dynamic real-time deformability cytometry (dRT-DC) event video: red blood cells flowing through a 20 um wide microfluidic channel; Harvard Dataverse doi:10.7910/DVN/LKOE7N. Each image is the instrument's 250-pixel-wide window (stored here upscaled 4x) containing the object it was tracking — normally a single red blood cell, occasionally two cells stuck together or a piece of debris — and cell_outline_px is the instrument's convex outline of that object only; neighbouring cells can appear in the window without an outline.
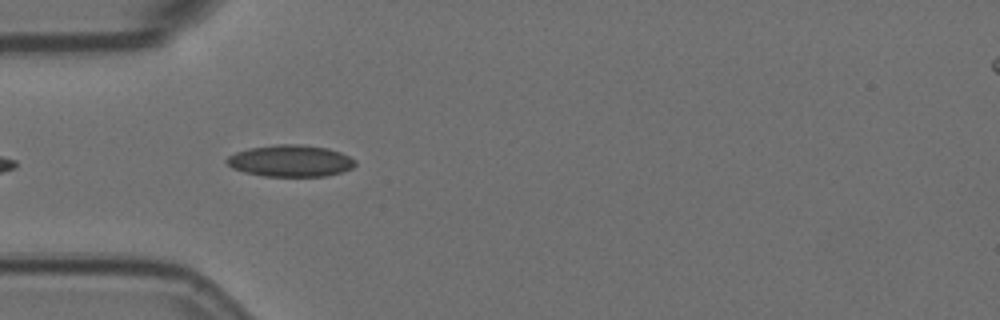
{"species": "Egyptian fruit bat (a non-hibernating species)", "species_latin": "Rousettus aegyptiacus", "temperature_condition": "room temperature", "stored_images_in_passage": 2, "camera_frame_rate_fps": 3000, "um_per_image_px": 0.085, "animal": {"sex": "female"}, "frame": {"image": 1, "passage_image": 2, "time_ms": 0.333, "image_size_px": [1000, 320], "cell_outline_px": [[356, 164], [352, 168], [340, 172], [324, 176], [264, 176], [244, 172], [232, 168], [224, 160], [228, 156], [236, 152], [248, 148], [276, 144], [300, 144], [328, 148], [340, 152], [356, 160]], "centroid_in_image_um": [24.67, 13.66], "position_along_channel_um": 60.3, "area_um2": 23.76}}